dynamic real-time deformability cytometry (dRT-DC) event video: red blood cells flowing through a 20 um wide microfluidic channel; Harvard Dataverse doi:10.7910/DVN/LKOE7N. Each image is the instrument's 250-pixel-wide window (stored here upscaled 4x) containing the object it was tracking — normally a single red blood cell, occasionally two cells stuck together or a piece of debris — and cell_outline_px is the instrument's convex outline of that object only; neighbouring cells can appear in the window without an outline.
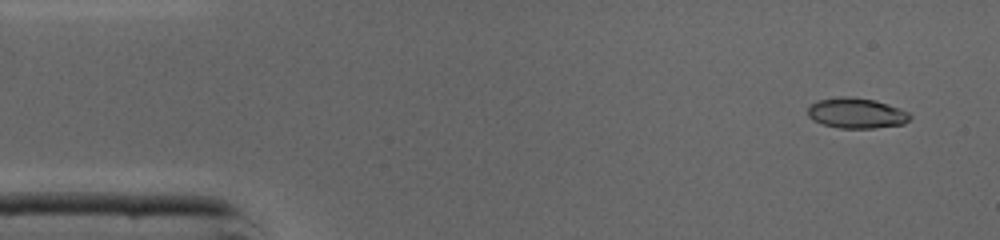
{"species": "common noctule bat (a hibernating species)", "species_latin": "Nyctalus noctula", "temperature_condition": "cold", "stored_images_in_passage": 45, "camera_frame_rate_fps": 3000, "um_per_image_px": 0.085, "animal": {"sex": "male", "body_mass_g": 19.0, "forearm_length_mm": 50.8}, "frame": {"image": 1, "passage_image": 3, "time_ms": 0.667, "image_size_px": [1000, 240], "cell_outline_px": [[912, 116], [904, 124], [872, 128], [840, 128], [824, 124], [812, 120], [808, 116], [808, 108], [812, 104], [820, 100], [840, 96], [844, 96], [876, 100], [900, 108], [908, 112]], "centroid_in_image_um": [72.81, 9.62], "position_along_channel_um": 12.2, "area_um2": 17.98}}
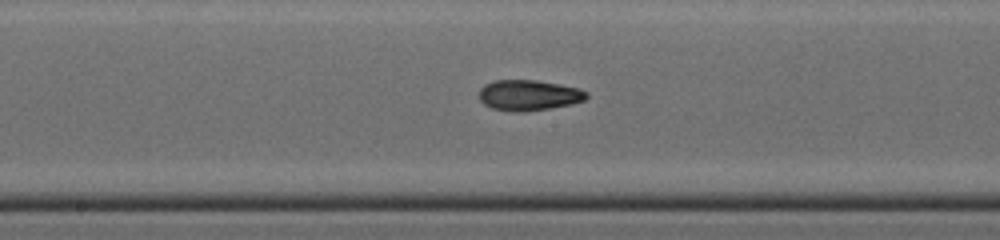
{"frame": {"image": 2, "passage_image": 23, "time_ms": 7.333, "image_size_px": [1000, 240], "cell_outline_px": [[588, 96], [584, 100], [572, 104], [524, 112], [516, 112], [492, 108], [484, 104], [480, 100], [480, 88], [484, 84], [496, 80], [536, 80], [580, 88], [588, 92]], "centroid_in_image_um": [44.95, 8.09], "position_along_channel_um": 203.2, "area_um2": 19.13}}
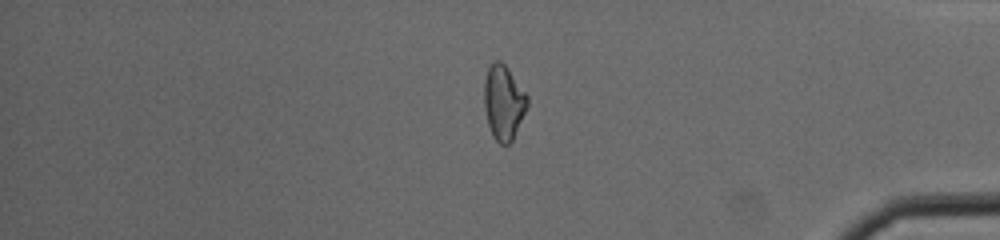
{"frame": {"image": 3, "passage_image": 38, "time_ms": 12.333, "image_size_px": [1000, 240], "cell_outline_px": [[528, 104], [512, 140], [508, 144], [500, 144], [492, 136], [488, 124], [484, 108], [484, 80], [488, 68], [492, 60], [500, 60], [508, 68], [528, 96]], "centroid_in_image_um": [42.78, 8.67], "position_along_channel_um": 392.4, "area_um2": 18.73}, "authors_computed_cell_mechanics": {"area_um2": 18.6694, "velocity_mm_per_s": 4.3974, "shape_relaxation_time_tau1_ms": 7.7285, "shape_relaxation_time_tau2_ms": 4.2932, "deformation_change_tau1": 0.2004, "deformation_change_tau2": 0.1185}}